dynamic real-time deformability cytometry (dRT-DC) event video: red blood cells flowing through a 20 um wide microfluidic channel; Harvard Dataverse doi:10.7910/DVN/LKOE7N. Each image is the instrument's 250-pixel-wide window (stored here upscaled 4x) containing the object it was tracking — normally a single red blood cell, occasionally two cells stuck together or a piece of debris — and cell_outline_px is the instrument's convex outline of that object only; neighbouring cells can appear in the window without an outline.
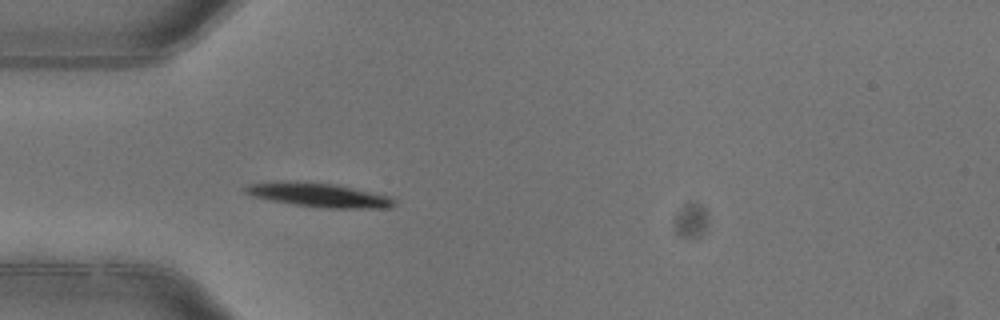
{"species": "common noctule bat (a hibernating species)", "species_latin": "Nyctalus noctula", "temperature_condition": "warm", "stored_images_in_passage": 5, "camera_frame_rate_fps": 3000, "um_per_image_px": 0.085, "animal": {"sex": "female"}, "frame": {"image": 1, "passage_image": 5, "time_ms": 1.333, "image_size_px": [1000, 320], "cell_outline_px": [[396, 204], [392, 208], [328, 208], [292, 204], [252, 196], [244, 192], [240, 188], [248, 184], [280, 180], [336, 184], [388, 196], [396, 200]], "centroid_in_image_um": [27.05, 16.57], "position_along_channel_um": 57.9, "area_um2": 20.92}}